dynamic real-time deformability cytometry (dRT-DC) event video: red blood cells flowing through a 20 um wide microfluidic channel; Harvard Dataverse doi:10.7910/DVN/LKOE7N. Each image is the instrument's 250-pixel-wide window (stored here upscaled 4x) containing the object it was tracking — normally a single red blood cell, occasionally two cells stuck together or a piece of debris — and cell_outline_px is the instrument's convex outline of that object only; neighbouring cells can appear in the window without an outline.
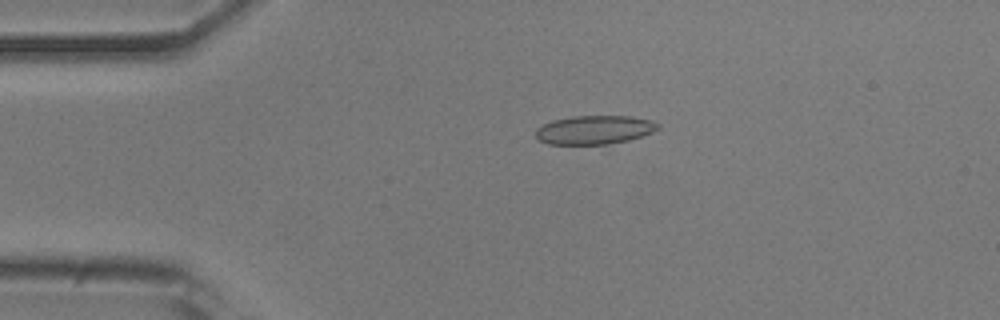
{"species": "common noctule bat (a hibernating species)", "species_latin": "Nyctalus noctula", "temperature_condition": "room temperature", "stored_images_in_passage": 47, "camera_frame_rate_fps": 3000, "um_per_image_px": 0.085, "animal": {"sex": "male", "body_mass_g": 20.5, "forearm_length_mm": 52.5}, "frame": {"image": 1, "passage_image": 6, "time_ms": 1.667, "image_size_px": [1000, 320], "cell_outline_px": [[660, 128], [652, 132], [628, 140], [608, 144], [548, 144], [540, 140], [536, 136], [536, 128], [552, 120], [572, 116], [628, 116], [652, 120], [660, 124]], "centroid_in_image_um": [50.53, 11.03], "position_along_channel_um": 34.5, "area_um2": 20.4}}
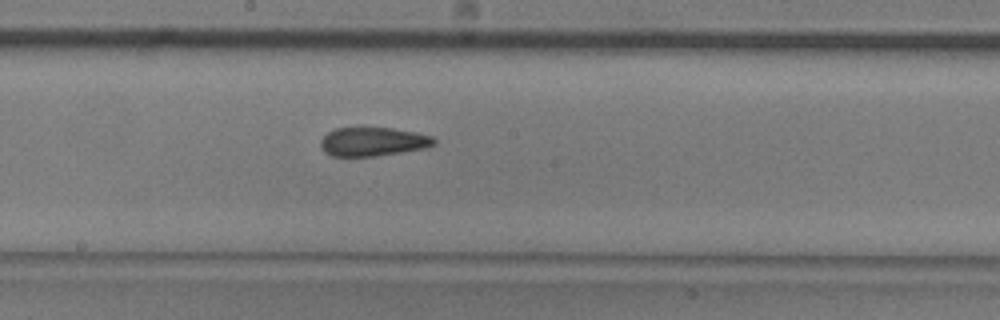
{"frame": {"image": 2, "passage_image": 23, "time_ms": 7.333, "image_size_px": [1000, 320], "cell_outline_px": [[436, 144], [428, 148], [376, 156], [332, 156], [324, 152], [320, 144], [320, 140], [328, 132], [336, 128], [392, 128], [416, 132], [432, 136], [436, 140]], "centroid_in_image_um": [31.73, 12.05], "position_along_channel_um": 216.5, "area_um2": 19.13}}
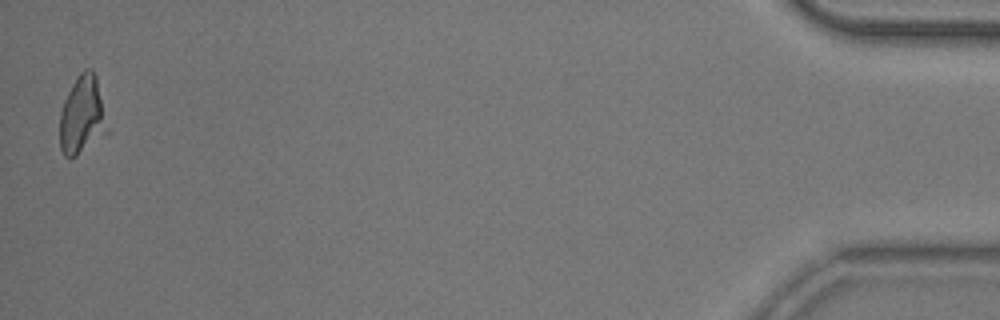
{"frame": {"image": 3, "passage_image": 47, "time_ms": 15.333, "image_size_px": [1000, 320], "cell_outline_px": [[112, 132], [76, 156], [64, 156], [60, 148], [60, 112], [64, 100], [76, 76], [84, 68], [92, 68], [96, 76]], "centroid_in_image_um": [7.06, 9.8], "position_along_channel_um": 428.1, "area_um2": 22.48}, "authors_computed_cell_mechanics": {"area_um2": 20.5768, "velocity_mm_per_s": 3.8349, "shape_relaxation_time_tau1_ms": 4.4808, "shape_relaxation_time_tau2_ms": 2.0427, "deformation_change_tau1": 0.1103, "deformation_change_tau2": 0.0921}}